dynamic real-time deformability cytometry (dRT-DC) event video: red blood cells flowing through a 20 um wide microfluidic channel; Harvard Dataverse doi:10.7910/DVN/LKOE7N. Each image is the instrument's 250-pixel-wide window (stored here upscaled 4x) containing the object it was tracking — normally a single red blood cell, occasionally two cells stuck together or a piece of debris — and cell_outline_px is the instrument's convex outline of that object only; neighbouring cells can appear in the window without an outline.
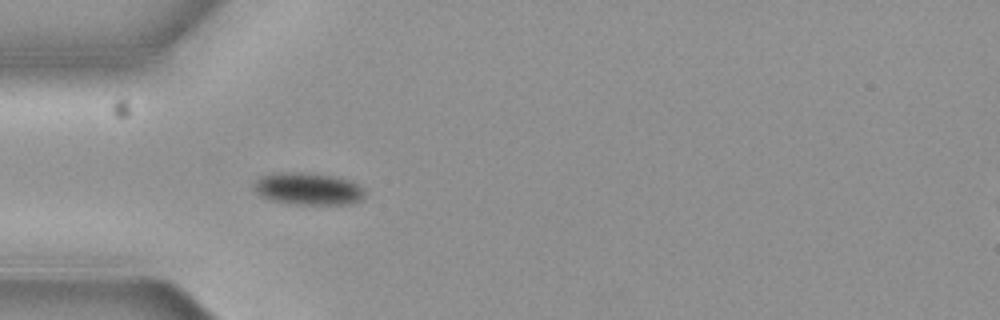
{"species": "common noctule bat (a hibernating species)", "species_latin": "Nyctalus noctula", "temperature_condition": "cold", "stored_images_in_passage": 4, "camera_frame_rate_fps": 3000, "um_per_image_px": 0.085, "animal": {"sex": "female", "body_mass_g": 19.3, "forearm_length_mm": 54.1}, "frame": {"image": 1, "passage_image": 4, "time_ms": 1.0, "image_size_px": [1000, 320], "cell_outline_px": [[364, 196], [360, 200], [352, 204], [288, 204], [272, 200], [260, 196], [252, 188], [252, 184], [260, 176], [280, 172], [304, 172], [336, 176], [352, 180], [364, 188]], "centroid_in_image_um": [26.18, 16.04], "position_along_channel_um": 58.8, "area_um2": 21.21}}